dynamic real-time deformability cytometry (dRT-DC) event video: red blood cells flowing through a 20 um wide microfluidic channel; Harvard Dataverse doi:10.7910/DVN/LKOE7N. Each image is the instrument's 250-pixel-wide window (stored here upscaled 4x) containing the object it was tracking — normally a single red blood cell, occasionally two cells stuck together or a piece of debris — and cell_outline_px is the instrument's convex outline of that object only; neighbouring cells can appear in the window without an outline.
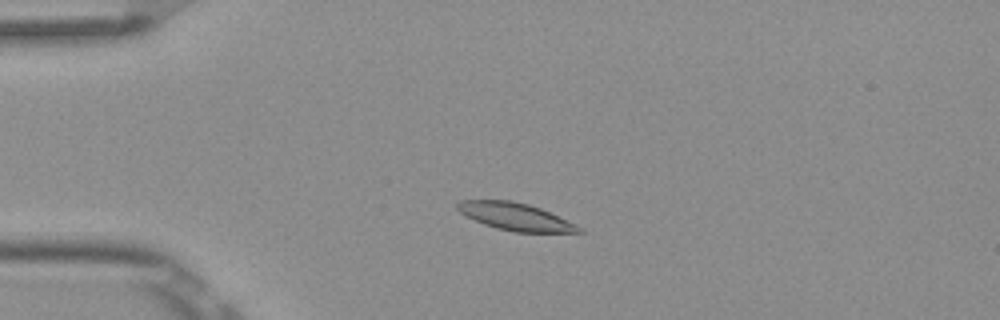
{"species": "Egyptian fruit bat (a non-hibernating species)", "species_latin": "Rousettus aegyptiacus", "temperature_condition": "room temperature", "stored_images_in_passage": 4, "camera_frame_rate_fps": 3000, "um_per_image_px": 0.085, "frame": {"image": 1, "passage_image": 3, "time_ms": 0.667, "image_size_px": [1000, 320], "cell_outline_px": [[584, 232], [512, 232], [496, 228], [484, 224], [460, 212], [456, 208], [456, 204], [460, 200], [512, 200], [528, 204], [540, 208], [584, 228]], "centroid_in_image_um": [43.81, 18.41], "position_along_channel_um": 41.2, "area_um2": 19.25}}